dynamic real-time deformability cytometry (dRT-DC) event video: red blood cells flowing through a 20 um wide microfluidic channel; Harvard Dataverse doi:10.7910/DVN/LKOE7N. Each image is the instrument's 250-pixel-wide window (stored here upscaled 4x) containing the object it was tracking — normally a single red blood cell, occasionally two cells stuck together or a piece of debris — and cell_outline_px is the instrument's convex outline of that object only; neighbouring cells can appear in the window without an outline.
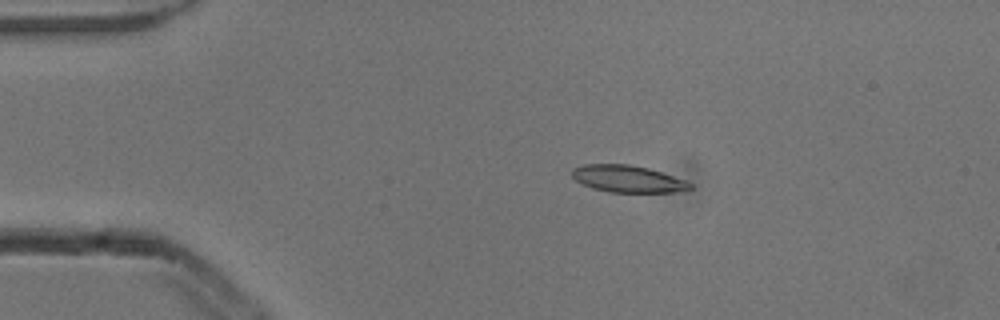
{"species": "common noctule bat (a hibernating species)", "species_latin": "Nyctalus noctula", "temperature_condition": "cold", "stored_images_in_passage": 5, "camera_frame_rate_fps": 3000, "um_per_image_px": 0.085, "animal": {"sex": "male", "body_mass_g": 13.3}, "frame": {"image": 1, "passage_image": 2, "time_ms": 0.333, "image_size_px": [1000, 320], "cell_outline_px": [[692, 188], [672, 192], [608, 192], [592, 188], [576, 180], [572, 176], [572, 168], [584, 164], [628, 164], [648, 168], [684, 180], [692, 184]], "centroid_in_image_um": [53.31, 15.2], "position_along_channel_um": 31.7, "area_um2": 18.32}}
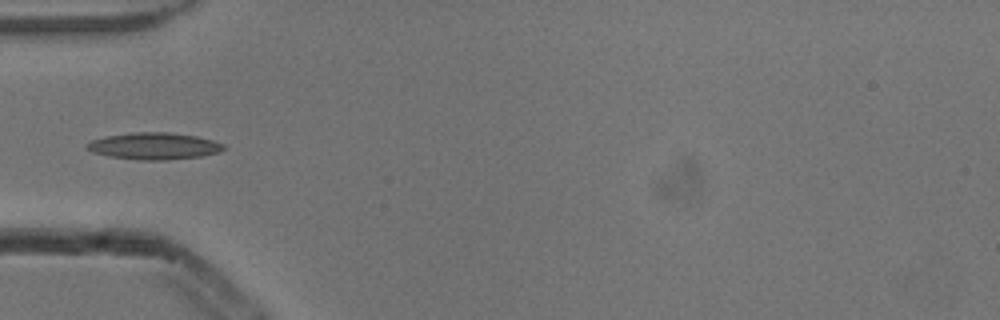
{"frame": {"image": 2, "passage_image": 4, "time_ms": 1.0, "image_size_px": [1000, 320], "cell_outline_px": [[224, 148], [216, 152], [200, 156], [168, 160], [136, 160], [108, 156], [92, 152], [84, 148], [84, 144], [92, 140], [108, 136], [132, 132], [168, 132], [196, 136], [212, 140], [224, 144]], "centroid_in_image_um": [13.03, 12.41], "position_along_channel_um": 72.0, "area_um2": 21.33}}
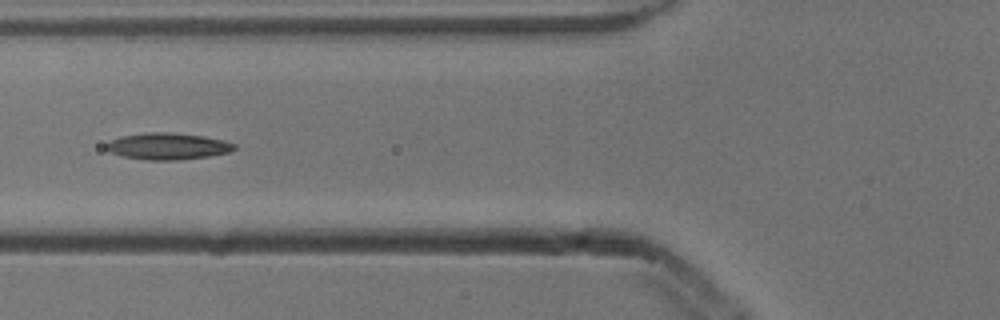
{"frame": {"image": 3, "passage_image": 5, "time_ms": 1.333, "image_size_px": [1000, 320], "cell_outline_px": [[236, 148], [228, 152], [208, 156], [180, 160], [148, 160], [120, 156], [104, 148], [104, 144], [120, 136], [148, 132], [172, 132], [204, 136], [224, 140], [236, 144]], "centroid_in_image_um": [14.24, 12.42], "position_along_channel_um": 111.6, "area_um2": 20.0}}